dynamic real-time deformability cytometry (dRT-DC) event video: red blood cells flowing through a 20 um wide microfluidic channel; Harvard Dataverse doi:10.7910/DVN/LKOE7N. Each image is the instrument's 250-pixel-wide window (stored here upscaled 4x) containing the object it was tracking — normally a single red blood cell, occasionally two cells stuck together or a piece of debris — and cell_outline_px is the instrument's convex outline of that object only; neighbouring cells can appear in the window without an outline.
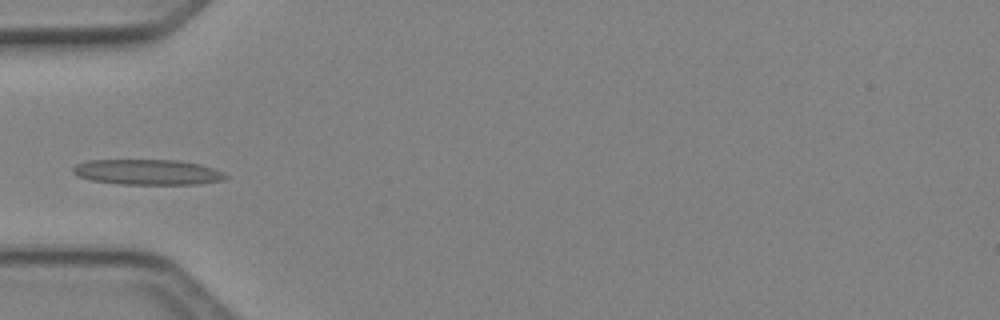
{"species": "Egyptian fruit bat (a non-hibernating species)", "species_latin": "Rousettus aegyptiacus", "temperature_condition": "cold", "stored_images_in_passage": 4, "camera_frame_rate_fps": 3000, "um_per_image_px": 0.085, "animal": {"sex": "female"}, "frame": {"image": 1, "passage_image": 4, "time_ms": 1.0, "image_size_px": [1000, 320], "cell_outline_px": [[228, 176], [224, 180], [196, 184], [120, 184], [88, 180], [72, 172], [72, 168], [76, 164], [88, 160], [176, 160], [200, 164], [224, 172]], "centroid_in_image_um": [12.53, 14.63], "position_along_channel_um": 72.5, "area_um2": 22.6}}